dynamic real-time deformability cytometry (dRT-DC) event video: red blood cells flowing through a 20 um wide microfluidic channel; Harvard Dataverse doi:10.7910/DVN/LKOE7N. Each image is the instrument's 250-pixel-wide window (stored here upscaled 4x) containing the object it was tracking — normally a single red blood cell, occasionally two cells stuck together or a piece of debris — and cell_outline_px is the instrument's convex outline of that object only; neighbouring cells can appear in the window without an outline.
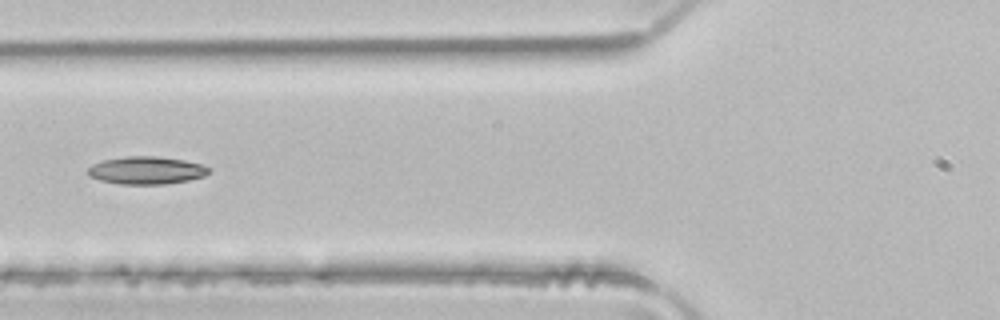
{"species": "common noctule bat (a hibernating species)", "species_latin": "Nyctalus noctula", "temperature_condition": "room temperature", "stored_images_in_passage": 5, "camera_frame_rate_fps": 3000, "um_per_image_px": 0.085, "animal": {"sex": "male", "body_mass_g": 21.5, "forearm_length_mm": 52.0}, "frame": {"image": 1, "passage_image": 5, "time_ms": 1.333, "image_size_px": [1000, 320], "cell_outline_px": [[212, 172], [204, 176], [188, 180], [164, 184], [120, 184], [100, 180], [88, 176], [88, 168], [92, 164], [104, 160], [124, 156], [156, 156], [184, 160], [204, 164], [212, 168]], "centroid_in_image_um": [12.49, 14.47], "position_along_channel_um": 113.3, "area_um2": 19.71}}